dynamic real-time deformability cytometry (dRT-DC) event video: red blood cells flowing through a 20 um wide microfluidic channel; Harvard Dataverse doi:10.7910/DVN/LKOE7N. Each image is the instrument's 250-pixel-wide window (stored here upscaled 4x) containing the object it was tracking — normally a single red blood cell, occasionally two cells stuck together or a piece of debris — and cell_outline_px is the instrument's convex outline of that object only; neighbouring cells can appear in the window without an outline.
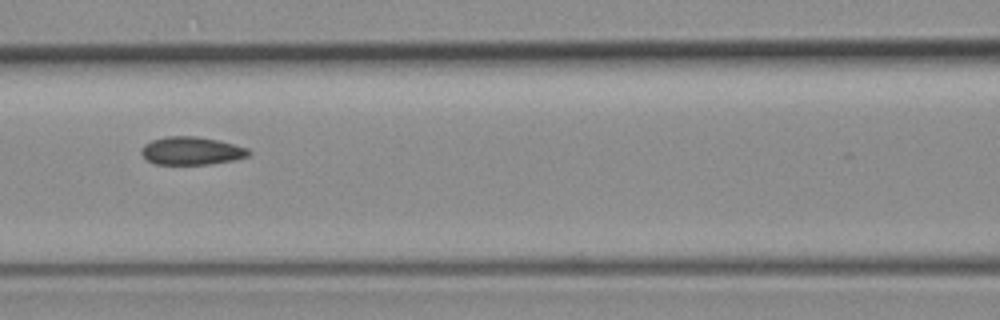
{"species": "common noctule bat (a hibernating species)", "species_latin": "Nyctalus noctula", "temperature_condition": "room temperature", "stored_images_in_passage": 5, "camera_frame_rate_fps": 3000, "um_per_image_px": 0.085, "animal": {"sex": "female", "body_mass_g": 19.3, "forearm_length_mm": 54.1}, "frame": {"image": 1, "passage_image": 4, "time_ms": 3.333, "image_size_px": [1000, 320], "cell_outline_px": [[252, 152], [248, 156], [236, 160], [208, 164], [156, 164], [148, 160], [140, 152], [140, 148], [144, 144], [152, 140], [168, 136], [196, 136], [220, 140], [248, 148]], "centroid_in_image_um": [16.3, 12.81], "position_along_channel_um": 150.3, "area_um2": 17.63}}
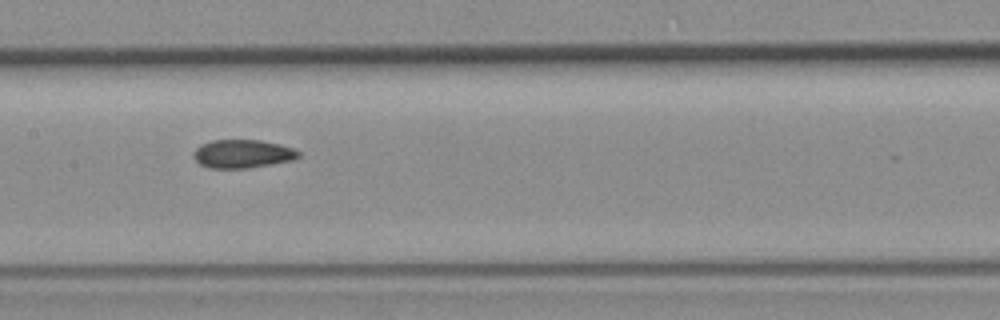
{"frame": {"image": 2, "passage_image": 5, "time_ms": 4.333, "image_size_px": [1000, 320], "cell_outline_px": [[300, 156], [296, 160], [248, 168], [208, 168], [200, 164], [192, 156], [192, 152], [200, 144], [212, 140], [260, 140], [280, 144], [292, 148], [300, 152]], "centroid_in_image_um": [20.61, 13.08], "position_along_channel_um": 186.8, "area_um2": 17.57}}